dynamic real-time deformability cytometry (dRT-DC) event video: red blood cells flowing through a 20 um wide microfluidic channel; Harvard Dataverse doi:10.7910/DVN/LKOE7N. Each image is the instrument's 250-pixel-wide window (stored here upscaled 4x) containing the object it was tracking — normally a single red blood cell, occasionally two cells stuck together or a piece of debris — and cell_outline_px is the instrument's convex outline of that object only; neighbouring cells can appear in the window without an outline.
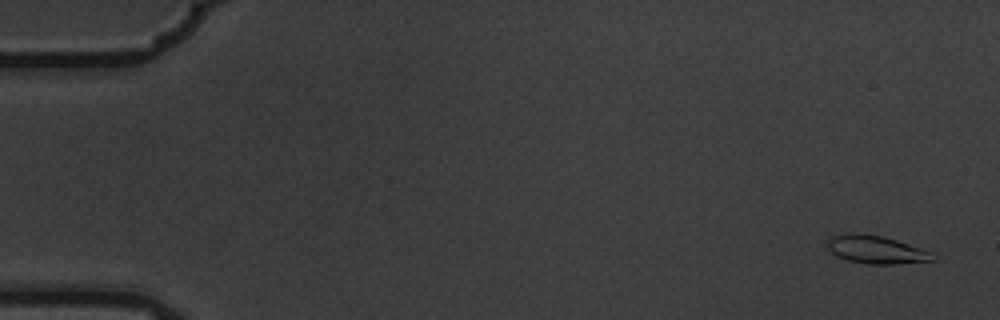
{"species": "common noctule bat (a hibernating species)", "species_latin": "Nyctalus noctula", "temperature_condition": "warm", "stored_images_in_passage": 5, "camera_frame_rate_fps": 3000, "um_per_image_px": 0.085, "animal": {"sex": "male", "body_mass_g": 19.5, "forearm_length_mm": 54.6}, "frame": {"image": 1, "passage_image": 1, "time_ms": 0.0, "image_size_px": [1000, 320], "cell_outline_px": [[936, 260], [892, 264], [868, 264], [848, 260], [836, 256], [828, 248], [828, 240], [832, 236], [848, 232], [856, 232], [880, 236], [896, 240], [932, 252], [936, 256]], "centroid_in_image_um": [74.46, 21.21], "position_along_channel_um": 10.5, "area_um2": 17.11}}